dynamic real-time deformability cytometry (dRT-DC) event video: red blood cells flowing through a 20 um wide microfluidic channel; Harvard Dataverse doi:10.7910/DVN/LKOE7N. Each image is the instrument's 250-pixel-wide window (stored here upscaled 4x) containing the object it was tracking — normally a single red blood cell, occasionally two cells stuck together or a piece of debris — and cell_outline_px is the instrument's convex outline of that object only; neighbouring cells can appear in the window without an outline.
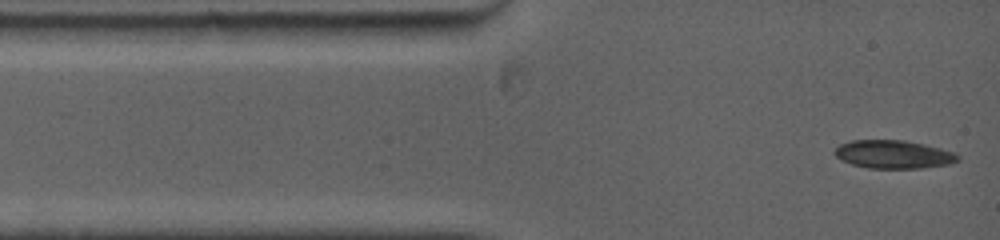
{"species": "common noctule bat (a hibernating species)", "species_latin": "Nyctalus noctula", "temperature_condition": "warm", "stored_images_in_passage": 4, "camera_frame_rate_fps": 5000, "um_per_image_px": 0.085, "animal": {"sex": "female", "body_mass_g": 19.0, "forearm_length_mm": 53.3}, "frame": {"image": 1, "passage_image": 1, "time_ms": 0.0, "image_size_px": [1000, 240], "cell_outline_px": [[960, 160], [948, 164], [920, 168], [868, 168], [852, 164], [840, 160], [832, 152], [840, 144], [852, 140], [904, 140], [924, 144], [956, 152], [960, 156]], "centroid_in_image_um": [75.95, 13.12], "position_along_channel_um": 9.1, "area_um2": 20.35}}
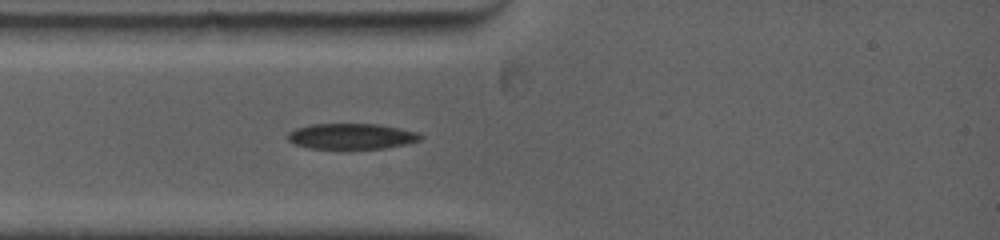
{"frame": {"image": 2, "passage_image": 4, "time_ms": 2.2, "image_size_px": [1000, 240], "cell_outline_px": [[424, 136], [420, 140], [408, 144], [384, 148], [308, 148], [296, 144], [288, 140], [288, 132], [296, 128], [312, 124], [376, 124], [400, 128], [420, 132]], "centroid_in_image_um": [29.93, 11.58], "position_along_channel_um": 55.1, "area_um2": 19.83}}